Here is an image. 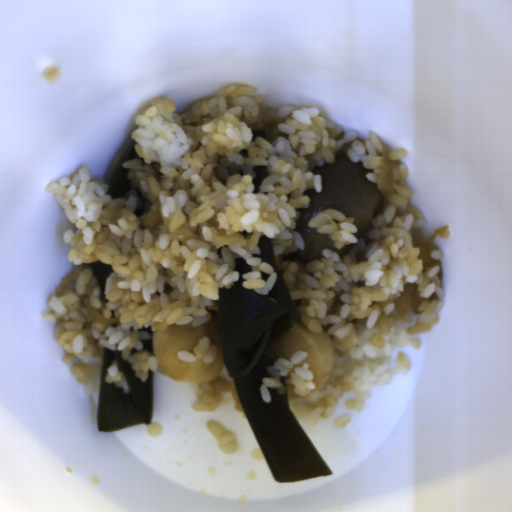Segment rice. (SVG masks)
I'll list each match as a JSON object with an SVG mask.
<instances>
[{
  "mask_svg": "<svg viewBox=\"0 0 512 512\" xmlns=\"http://www.w3.org/2000/svg\"><path fill=\"white\" fill-rule=\"evenodd\" d=\"M264 88L233 84L214 90L191 111L175 114L173 99L158 97L135 118L132 135L138 157L122 162L131 188L122 198L106 194L109 186L93 179L84 166L44 186L54 193L76 233L64 231L70 243L73 271L60 281L42 311L65 352L82 399L99 403L104 348L120 350L141 381L157 364L141 341L171 324L209 323V310L219 313V288H230L240 277L234 269L243 258L252 270L242 283L268 296L275 280L272 265L261 254L258 240L268 238L274 260L296 308L295 322L323 334L333 343V368L322 389L288 407L299 423H316L335 412L346 393L356 399L346 409L362 414L376 385H386L411 367L397 349L412 336L430 331L439 321L447 295L438 265L423 270L413 229L426 224L420 208L409 200L413 189L408 168L400 159L407 151L390 149L393 190L371 219L365 238H355V218L340 210L317 211L308 226L328 237L333 246L354 247L344 255L321 250L322 259L307 262L296 251L305 248L295 230L299 209L310 206L307 189L320 192L315 167L336 160L339 149L352 161L371 168L366 178L378 184L385 146L370 130L360 141L358 130H344L324 119L312 105L290 103L267 107ZM253 130L266 141L252 142ZM248 150V158L240 155ZM268 175L252 192L255 165ZM146 207L143 217L134 210ZM111 263L114 271L101 295L88 263Z\"/></svg>",
  "mask_w": 512,
  "mask_h": 512,
  "instance_id": "obj_1",
  "label": "rice"
},
{
  "mask_svg": "<svg viewBox=\"0 0 512 512\" xmlns=\"http://www.w3.org/2000/svg\"><path fill=\"white\" fill-rule=\"evenodd\" d=\"M306 357L307 351L298 350L291 354L289 361L279 358L273 365H267L266 369L272 374V377L263 376L262 383L258 387L264 401H272L271 389H275L279 394L284 393L286 387L283 384L284 377H288L285 379L287 385H291L294 391L302 395H307L316 389L309 363H303L302 366L294 368L293 373H290L293 366Z\"/></svg>",
  "mask_w": 512,
  "mask_h": 512,
  "instance_id": "obj_2",
  "label": "rice"
},
{
  "mask_svg": "<svg viewBox=\"0 0 512 512\" xmlns=\"http://www.w3.org/2000/svg\"><path fill=\"white\" fill-rule=\"evenodd\" d=\"M223 393H232L236 409L246 415L234 381L225 380L220 376L211 381H199L196 388L197 399L191 407L195 411H216L222 404Z\"/></svg>",
  "mask_w": 512,
  "mask_h": 512,
  "instance_id": "obj_3",
  "label": "rice"
},
{
  "mask_svg": "<svg viewBox=\"0 0 512 512\" xmlns=\"http://www.w3.org/2000/svg\"><path fill=\"white\" fill-rule=\"evenodd\" d=\"M179 359L184 362H195L198 359H202L203 362H213L216 353L217 346L210 342L208 337H200L197 344L194 346L192 352L185 350L176 351Z\"/></svg>",
  "mask_w": 512,
  "mask_h": 512,
  "instance_id": "obj_4",
  "label": "rice"
},
{
  "mask_svg": "<svg viewBox=\"0 0 512 512\" xmlns=\"http://www.w3.org/2000/svg\"><path fill=\"white\" fill-rule=\"evenodd\" d=\"M206 427L219 442L220 450L227 454L236 452L238 443L234 433L228 430L222 423H217L212 420L207 423Z\"/></svg>",
  "mask_w": 512,
  "mask_h": 512,
  "instance_id": "obj_5",
  "label": "rice"
},
{
  "mask_svg": "<svg viewBox=\"0 0 512 512\" xmlns=\"http://www.w3.org/2000/svg\"><path fill=\"white\" fill-rule=\"evenodd\" d=\"M104 381H106L108 383H113L114 386H118V387L122 388L123 392L130 394L131 389H130L123 373L118 368L117 362L114 359L112 360V362L110 363V365L108 367Z\"/></svg>",
  "mask_w": 512,
  "mask_h": 512,
  "instance_id": "obj_6",
  "label": "rice"
},
{
  "mask_svg": "<svg viewBox=\"0 0 512 512\" xmlns=\"http://www.w3.org/2000/svg\"><path fill=\"white\" fill-rule=\"evenodd\" d=\"M147 434L151 436H160L161 428L160 425L151 421L149 423H145Z\"/></svg>",
  "mask_w": 512,
  "mask_h": 512,
  "instance_id": "obj_7",
  "label": "rice"
},
{
  "mask_svg": "<svg viewBox=\"0 0 512 512\" xmlns=\"http://www.w3.org/2000/svg\"><path fill=\"white\" fill-rule=\"evenodd\" d=\"M351 414H347V415H344L342 417H339V420H338V424H339V428L340 427H343L345 425H348L350 419H351Z\"/></svg>",
  "mask_w": 512,
  "mask_h": 512,
  "instance_id": "obj_8",
  "label": "rice"
},
{
  "mask_svg": "<svg viewBox=\"0 0 512 512\" xmlns=\"http://www.w3.org/2000/svg\"><path fill=\"white\" fill-rule=\"evenodd\" d=\"M434 258H439V260L441 258H443V255H444V252L443 250L439 249L438 250H434L433 253L431 254Z\"/></svg>",
  "mask_w": 512,
  "mask_h": 512,
  "instance_id": "obj_9",
  "label": "rice"
}]
</instances>
